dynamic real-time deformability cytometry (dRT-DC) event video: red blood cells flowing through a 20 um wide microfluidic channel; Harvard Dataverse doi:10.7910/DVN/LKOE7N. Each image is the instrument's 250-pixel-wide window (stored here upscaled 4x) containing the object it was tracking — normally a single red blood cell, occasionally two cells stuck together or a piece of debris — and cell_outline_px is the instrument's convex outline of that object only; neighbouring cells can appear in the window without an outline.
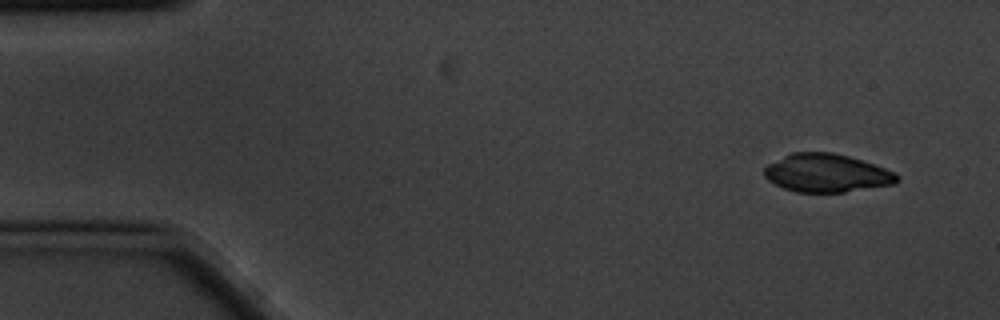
{"species": "common noctule bat (a hibernating species)", "species_latin": "Nyctalus noctula", "temperature_condition": "cold", "stored_images_in_passage": 4, "camera_frame_rate_fps": 3000, "um_per_image_px": 0.085, "animal": {"sex": "male", "body_mass_g": 20.1, "forearm_length_mm": 53.5}, "frame": {"image": 1, "passage_image": 1, "time_ms": 0.0, "image_size_px": [1000, 320], "cell_outline_px": [[900, 180], [896, 184], [844, 192], [796, 192], [784, 188], [768, 180], [764, 176], [764, 168], [768, 164], [792, 152], [832, 152], [848, 156], [884, 168], [892, 172]], "centroid_in_image_um": [70.24, 14.71], "position_along_channel_um": 14.8, "area_um2": 29.3}}